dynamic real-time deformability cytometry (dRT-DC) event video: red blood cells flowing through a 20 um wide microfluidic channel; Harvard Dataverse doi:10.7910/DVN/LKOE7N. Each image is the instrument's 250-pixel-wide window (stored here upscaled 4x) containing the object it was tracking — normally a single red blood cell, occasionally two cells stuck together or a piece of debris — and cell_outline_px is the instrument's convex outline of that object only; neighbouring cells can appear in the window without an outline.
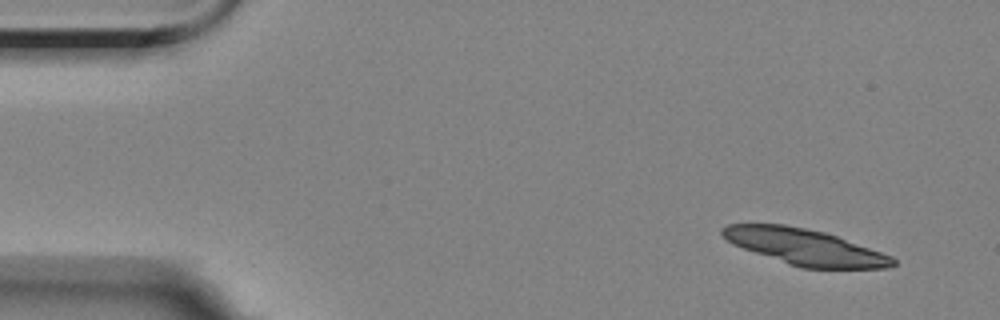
{"species": "Egyptian fruit bat (a non-hibernating species)", "species_latin": "Rousettus aegyptiacus", "temperature_condition": "room temperature", "stored_images_in_passage": 4, "camera_frame_rate_fps": 3000, "um_per_image_px": 0.085, "animal": {"sex": "female"}, "frame": {"image": 1, "passage_image": 1, "time_ms": 0.0, "image_size_px": [1000, 320], "cell_outline_px": [[896, 264], [888, 268], [800, 268], [788, 264], [732, 244], [720, 236], [720, 228], [728, 224], [784, 224], [824, 232], [836, 236], [892, 256], [896, 260]], "centroid_in_image_um": [68.37, 20.99], "position_along_channel_um": 16.6, "area_um2": 35.55}}